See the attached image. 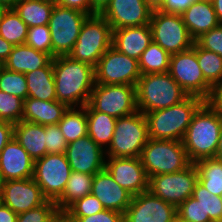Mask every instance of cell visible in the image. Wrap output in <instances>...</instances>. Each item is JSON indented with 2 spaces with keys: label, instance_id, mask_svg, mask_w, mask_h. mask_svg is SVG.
Returning <instances> with one entry per match:
<instances>
[{
  "label": "cell",
  "instance_id": "6da1fadb",
  "mask_svg": "<svg viewBox=\"0 0 222 222\" xmlns=\"http://www.w3.org/2000/svg\"><path fill=\"white\" fill-rule=\"evenodd\" d=\"M57 101L68 107L88 104L95 85V67L70 56H58L52 60Z\"/></svg>",
  "mask_w": 222,
  "mask_h": 222
},
{
  "label": "cell",
  "instance_id": "7a4b0ae2",
  "mask_svg": "<svg viewBox=\"0 0 222 222\" xmlns=\"http://www.w3.org/2000/svg\"><path fill=\"white\" fill-rule=\"evenodd\" d=\"M221 128L222 111L210 101H205L194 113L182 140L192 163L215 158Z\"/></svg>",
  "mask_w": 222,
  "mask_h": 222
},
{
  "label": "cell",
  "instance_id": "3957f363",
  "mask_svg": "<svg viewBox=\"0 0 222 222\" xmlns=\"http://www.w3.org/2000/svg\"><path fill=\"white\" fill-rule=\"evenodd\" d=\"M204 102L200 97L188 96L176 105L144 113L149 138L182 141L194 113Z\"/></svg>",
  "mask_w": 222,
  "mask_h": 222
},
{
  "label": "cell",
  "instance_id": "277c9868",
  "mask_svg": "<svg viewBox=\"0 0 222 222\" xmlns=\"http://www.w3.org/2000/svg\"><path fill=\"white\" fill-rule=\"evenodd\" d=\"M188 96L168 72L141 75L136 85V106L143 114L176 105Z\"/></svg>",
  "mask_w": 222,
  "mask_h": 222
},
{
  "label": "cell",
  "instance_id": "5b68a950",
  "mask_svg": "<svg viewBox=\"0 0 222 222\" xmlns=\"http://www.w3.org/2000/svg\"><path fill=\"white\" fill-rule=\"evenodd\" d=\"M111 46V26L101 14H94L83 22L78 39L68 56L96 67L99 59Z\"/></svg>",
  "mask_w": 222,
  "mask_h": 222
},
{
  "label": "cell",
  "instance_id": "8992f818",
  "mask_svg": "<svg viewBox=\"0 0 222 222\" xmlns=\"http://www.w3.org/2000/svg\"><path fill=\"white\" fill-rule=\"evenodd\" d=\"M149 140L148 124L141 111L116 119L110 146L105 151L106 158L140 157Z\"/></svg>",
  "mask_w": 222,
  "mask_h": 222
},
{
  "label": "cell",
  "instance_id": "52a82bcc",
  "mask_svg": "<svg viewBox=\"0 0 222 222\" xmlns=\"http://www.w3.org/2000/svg\"><path fill=\"white\" fill-rule=\"evenodd\" d=\"M140 159L148 178L181 171L192 163L182 141L177 140L149 138L142 149Z\"/></svg>",
  "mask_w": 222,
  "mask_h": 222
},
{
  "label": "cell",
  "instance_id": "ba28073f",
  "mask_svg": "<svg viewBox=\"0 0 222 222\" xmlns=\"http://www.w3.org/2000/svg\"><path fill=\"white\" fill-rule=\"evenodd\" d=\"M168 73L189 96L210 101L214 88L205 80L196 56V42L186 51L172 54Z\"/></svg>",
  "mask_w": 222,
  "mask_h": 222
},
{
  "label": "cell",
  "instance_id": "9c48e42d",
  "mask_svg": "<svg viewBox=\"0 0 222 222\" xmlns=\"http://www.w3.org/2000/svg\"><path fill=\"white\" fill-rule=\"evenodd\" d=\"M149 25L152 30L153 42L170 55L186 51L195 43L181 14L153 10Z\"/></svg>",
  "mask_w": 222,
  "mask_h": 222
},
{
  "label": "cell",
  "instance_id": "30bf717a",
  "mask_svg": "<svg viewBox=\"0 0 222 222\" xmlns=\"http://www.w3.org/2000/svg\"><path fill=\"white\" fill-rule=\"evenodd\" d=\"M89 15L55 4L49 19L52 57L68 56L78 39L81 26Z\"/></svg>",
  "mask_w": 222,
  "mask_h": 222
},
{
  "label": "cell",
  "instance_id": "8fae6325",
  "mask_svg": "<svg viewBox=\"0 0 222 222\" xmlns=\"http://www.w3.org/2000/svg\"><path fill=\"white\" fill-rule=\"evenodd\" d=\"M88 105L95 111L120 118L134 114L136 86L122 84H96L91 92Z\"/></svg>",
  "mask_w": 222,
  "mask_h": 222
},
{
  "label": "cell",
  "instance_id": "7c38bea8",
  "mask_svg": "<svg viewBox=\"0 0 222 222\" xmlns=\"http://www.w3.org/2000/svg\"><path fill=\"white\" fill-rule=\"evenodd\" d=\"M197 182L198 171L195 164L191 163L181 171L150 177L148 190L177 208L192 196Z\"/></svg>",
  "mask_w": 222,
  "mask_h": 222
},
{
  "label": "cell",
  "instance_id": "4fadbf2b",
  "mask_svg": "<svg viewBox=\"0 0 222 222\" xmlns=\"http://www.w3.org/2000/svg\"><path fill=\"white\" fill-rule=\"evenodd\" d=\"M71 167L63 154H46L34 161L33 180L40 186L48 200L56 201L66 187Z\"/></svg>",
  "mask_w": 222,
  "mask_h": 222
},
{
  "label": "cell",
  "instance_id": "5bb4252c",
  "mask_svg": "<svg viewBox=\"0 0 222 222\" xmlns=\"http://www.w3.org/2000/svg\"><path fill=\"white\" fill-rule=\"evenodd\" d=\"M141 77L138 60L110 47L95 67L96 84H122L136 86Z\"/></svg>",
  "mask_w": 222,
  "mask_h": 222
},
{
  "label": "cell",
  "instance_id": "9a60e30c",
  "mask_svg": "<svg viewBox=\"0 0 222 222\" xmlns=\"http://www.w3.org/2000/svg\"><path fill=\"white\" fill-rule=\"evenodd\" d=\"M177 208L149 190L132 197L124 213V222H174Z\"/></svg>",
  "mask_w": 222,
  "mask_h": 222
},
{
  "label": "cell",
  "instance_id": "2e32d148",
  "mask_svg": "<svg viewBox=\"0 0 222 222\" xmlns=\"http://www.w3.org/2000/svg\"><path fill=\"white\" fill-rule=\"evenodd\" d=\"M153 9L145 0H110L100 13L113 30L149 25Z\"/></svg>",
  "mask_w": 222,
  "mask_h": 222
},
{
  "label": "cell",
  "instance_id": "e0dca14e",
  "mask_svg": "<svg viewBox=\"0 0 222 222\" xmlns=\"http://www.w3.org/2000/svg\"><path fill=\"white\" fill-rule=\"evenodd\" d=\"M1 201L19 215L41 206L48 199L33 178H28L5 181Z\"/></svg>",
  "mask_w": 222,
  "mask_h": 222
},
{
  "label": "cell",
  "instance_id": "ac0fdd59",
  "mask_svg": "<svg viewBox=\"0 0 222 222\" xmlns=\"http://www.w3.org/2000/svg\"><path fill=\"white\" fill-rule=\"evenodd\" d=\"M105 168L114 181L133 196L149 189V178L140 157L108 158Z\"/></svg>",
  "mask_w": 222,
  "mask_h": 222
},
{
  "label": "cell",
  "instance_id": "d6986e66",
  "mask_svg": "<svg viewBox=\"0 0 222 222\" xmlns=\"http://www.w3.org/2000/svg\"><path fill=\"white\" fill-rule=\"evenodd\" d=\"M65 155L71 171L95 175L105 168V150L88 135L67 144Z\"/></svg>",
  "mask_w": 222,
  "mask_h": 222
},
{
  "label": "cell",
  "instance_id": "ffe728a7",
  "mask_svg": "<svg viewBox=\"0 0 222 222\" xmlns=\"http://www.w3.org/2000/svg\"><path fill=\"white\" fill-rule=\"evenodd\" d=\"M91 194L98 198L105 209L125 213L133 195L116 183L104 168L94 175Z\"/></svg>",
  "mask_w": 222,
  "mask_h": 222
},
{
  "label": "cell",
  "instance_id": "44dd1931",
  "mask_svg": "<svg viewBox=\"0 0 222 222\" xmlns=\"http://www.w3.org/2000/svg\"><path fill=\"white\" fill-rule=\"evenodd\" d=\"M0 172L4 181L33 178L34 160L15 138L0 153Z\"/></svg>",
  "mask_w": 222,
  "mask_h": 222
},
{
  "label": "cell",
  "instance_id": "7402d4cb",
  "mask_svg": "<svg viewBox=\"0 0 222 222\" xmlns=\"http://www.w3.org/2000/svg\"><path fill=\"white\" fill-rule=\"evenodd\" d=\"M152 41L150 25L124 27L112 31V47L136 60Z\"/></svg>",
  "mask_w": 222,
  "mask_h": 222
},
{
  "label": "cell",
  "instance_id": "603a6c76",
  "mask_svg": "<svg viewBox=\"0 0 222 222\" xmlns=\"http://www.w3.org/2000/svg\"><path fill=\"white\" fill-rule=\"evenodd\" d=\"M68 106L57 100L42 101L27 97L24 100L22 121L37 123L40 125H57L62 119Z\"/></svg>",
  "mask_w": 222,
  "mask_h": 222
},
{
  "label": "cell",
  "instance_id": "cb8c5ba5",
  "mask_svg": "<svg viewBox=\"0 0 222 222\" xmlns=\"http://www.w3.org/2000/svg\"><path fill=\"white\" fill-rule=\"evenodd\" d=\"M181 15L194 40L221 24L217 19L213 4L208 2H193Z\"/></svg>",
  "mask_w": 222,
  "mask_h": 222
},
{
  "label": "cell",
  "instance_id": "d4e9b609",
  "mask_svg": "<svg viewBox=\"0 0 222 222\" xmlns=\"http://www.w3.org/2000/svg\"><path fill=\"white\" fill-rule=\"evenodd\" d=\"M14 138L34 161L47 154L44 125L21 120L14 124Z\"/></svg>",
  "mask_w": 222,
  "mask_h": 222
},
{
  "label": "cell",
  "instance_id": "484cf974",
  "mask_svg": "<svg viewBox=\"0 0 222 222\" xmlns=\"http://www.w3.org/2000/svg\"><path fill=\"white\" fill-rule=\"evenodd\" d=\"M53 57L30 47L26 44L14 46L8 59L5 61L7 70L19 73H27L46 67Z\"/></svg>",
  "mask_w": 222,
  "mask_h": 222
},
{
  "label": "cell",
  "instance_id": "4316f807",
  "mask_svg": "<svg viewBox=\"0 0 222 222\" xmlns=\"http://www.w3.org/2000/svg\"><path fill=\"white\" fill-rule=\"evenodd\" d=\"M28 97L42 101L57 100L52 61L43 68L25 73Z\"/></svg>",
  "mask_w": 222,
  "mask_h": 222
},
{
  "label": "cell",
  "instance_id": "83f0119b",
  "mask_svg": "<svg viewBox=\"0 0 222 222\" xmlns=\"http://www.w3.org/2000/svg\"><path fill=\"white\" fill-rule=\"evenodd\" d=\"M86 116L88 136L106 151V147L108 149L110 146L114 134L116 118L95 111L88 104L86 105Z\"/></svg>",
  "mask_w": 222,
  "mask_h": 222
},
{
  "label": "cell",
  "instance_id": "f1b7e54d",
  "mask_svg": "<svg viewBox=\"0 0 222 222\" xmlns=\"http://www.w3.org/2000/svg\"><path fill=\"white\" fill-rule=\"evenodd\" d=\"M54 0H19L13 9L28 27L48 25Z\"/></svg>",
  "mask_w": 222,
  "mask_h": 222
},
{
  "label": "cell",
  "instance_id": "f546056e",
  "mask_svg": "<svg viewBox=\"0 0 222 222\" xmlns=\"http://www.w3.org/2000/svg\"><path fill=\"white\" fill-rule=\"evenodd\" d=\"M94 175L71 171L63 194L55 201L58 210H66L72 203L91 194Z\"/></svg>",
  "mask_w": 222,
  "mask_h": 222
},
{
  "label": "cell",
  "instance_id": "4dcf8cb0",
  "mask_svg": "<svg viewBox=\"0 0 222 222\" xmlns=\"http://www.w3.org/2000/svg\"><path fill=\"white\" fill-rule=\"evenodd\" d=\"M78 108L68 107L57 124L67 144L88 135L86 106Z\"/></svg>",
  "mask_w": 222,
  "mask_h": 222
},
{
  "label": "cell",
  "instance_id": "1f68e13d",
  "mask_svg": "<svg viewBox=\"0 0 222 222\" xmlns=\"http://www.w3.org/2000/svg\"><path fill=\"white\" fill-rule=\"evenodd\" d=\"M194 164L198 171V182L209 192L222 197V160L204 158Z\"/></svg>",
  "mask_w": 222,
  "mask_h": 222
},
{
  "label": "cell",
  "instance_id": "d6a6232c",
  "mask_svg": "<svg viewBox=\"0 0 222 222\" xmlns=\"http://www.w3.org/2000/svg\"><path fill=\"white\" fill-rule=\"evenodd\" d=\"M170 56L167 51L152 41L138 59L141 75L168 72Z\"/></svg>",
  "mask_w": 222,
  "mask_h": 222
},
{
  "label": "cell",
  "instance_id": "836d02e7",
  "mask_svg": "<svg viewBox=\"0 0 222 222\" xmlns=\"http://www.w3.org/2000/svg\"><path fill=\"white\" fill-rule=\"evenodd\" d=\"M28 29L14 9H7L0 19V36L14 46L25 44Z\"/></svg>",
  "mask_w": 222,
  "mask_h": 222
},
{
  "label": "cell",
  "instance_id": "e575fe53",
  "mask_svg": "<svg viewBox=\"0 0 222 222\" xmlns=\"http://www.w3.org/2000/svg\"><path fill=\"white\" fill-rule=\"evenodd\" d=\"M196 56L205 80L215 88L222 80V57L196 43Z\"/></svg>",
  "mask_w": 222,
  "mask_h": 222
},
{
  "label": "cell",
  "instance_id": "d590c367",
  "mask_svg": "<svg viewBox=\"0 0 222 222\" xmlns=\"http://www.w3.org/2000/svg\"><path fill=\"white\" fill-rule=\"evenodd\" d=\"M192 197L200 202L204 209V218L213 222H222V197L209 192L202 184L196 183Z\"/></svg>",
  "mask_w": 222,
  "mask_h": 222
},
{
  "label": "cell",
  "instance_id": "8d00e7d4",
  "mask_svg": "<svg viewBox=\"0 0 222 222\" xmlns=\"http://www.w3.org/2000/svg\"><path fill=\"white\" fill-rule=\"evenodd\" d=\"M0 90L25 100L28 97L25 74L5 68L0 75Z\"/></svg>",
  "mask_w": 222,
  "mask_h": 222
},
{
  "label": "cell",
  "instance_id": "74e56055",
  "mask_svg": "<svg viewBox=\"0 0 222 222\" xmlns=\"http://www.w3.org/2000/svg\"><path fill=\"white\" fill-rule=\"evenodd\" d=\"M24 100L0 90V121L16 124L22 120Z\"/></svg>",
  "mask_w": 222,
  "mask_h": 222
},
{
  "label": "cell",
  "instance_id": "f35d334b",
  "mask_svg": "<svg viewBox=\"0 0 222 222\" xmlns=\"http://www.w3.org/2000/svg\"><path fill=\"white\" fill-rule=\"evenodd\" d=\"M25 44L37 51L52 56V41L49 25L29 27Z\"/></svg>",
  "mask_w": 222,
  "mask_h": 222
},
{
  "label": "cell",
  "instance_id": "ab89813d",
  "mask_svg": "<svg viewBox=\"0 0 222 222\" xmlns=\"http://www.w3.org/2000/svg\"><path fill=\"white\" fill-rule=\"evenodd\" d=\"M177 218L182 222H213L210 218H204V209L192 196L177 207Z\"/></svg>",
  "mask_w": 222,
  "mask_h": 222
},
{
  "label": "cell",
  "instance_id": "60d3db41",
  "mask_svg": "<svg viewBox=\"0 0 222 222\" xmlns=\"http://www.w3.org/2000/svg\"><path fill=\"white\" fill-rule=\"evenodd\" d=\"M104 209L98 198L89 194L72 203L66 211L72 217H85L101 212Z\"/></svg>",
  "mask_w": 222,
  "mask_h": 222
},
{
  "label": "cell",
  "instance_id": "b9f144b4",
  "mask_svg": "<svg viewBox=\"0 0 222 222\" xmlns=\"http://www.w3.org/2000/svg\"><path fill=\"white\" fill-rule=\"evenodd\" d=\"M57 211L56 203L48 200L37 208L19 214L16 222H51L52 217Z\"/></svg>",
  "mask_w": 222,
  "mask_h": 222
},
{
  "label": "cell",
  "instance_id": "7bdbcfd3",
  "mask_svg": "<svg viewBox=\"0 0 222 222\" xmlns=\"http://www.w3.org/2000/svg\"><path fill=\"white\" fill-rule=\"evenodd\" d=\"M45 134L47 154L65 153L67 142L58 125H46Z\"/></svg>",
  "mask_w": 222,
  "mask_h": 222
},
{
  "label": "cell",
  "instance_id": "ee69618b",
  "mask_svg": "<svg viewBox=\"0 0 222 222\" xmlns=\"http://www.w3.org/2000/svg\"><path fill=\"white\" fill-rule=\"evenodd\" d=\"M195 42L206 50L222 57V24L202 34Z\"/></svg>",
  "mask_w": 222,
  "mask_h": 222
},
{
  "label": "cell",
  "instance_id": "f6af8a7d",
  "mask_svg": "<svg viewBox=\"0 0 222 222\" xmlns=\"http://www.w3.org/2000/svg\"><path fill=\"white\" fill-rule=\"evenodd\" d=\"M77 222H124V214L104 209L96 214L85 217H74Z\"/></svg>",
  "mask_w": 222,
  "mask_h": 222
},
{
  "label": "cell",
  "instance_id": "bcb514c9",
  "mask_svg": "<svg viewBox=\"0 0 222 222\" xmlns=\"http://www.w3.org/2000/svg\"><path fill=\"white\" fill-rule=\"evenodd\" d=\"M197 0H165L159 9L164 13L182 14L193 2Z\"/></svg>",
  "mask_w": 222,
  "mask_h": 222
},
{
  "label": "cell",
  "instance_id": "7dc6e473",
  "mask_svg": "<svg viewBox=\"0 0 222 222\" xmlns=\"http://www.w3.org/2000/svg\"><path fill=\"white\" fill-rule=\"evenodd\" d=\"M55 4L71 9H76L91 15V5L89 0H54Z\"/></svg>",
  "mask_w": 222,
  "mask_h": 222
},
{
  "label": "cell",
  "instance_id": "c3c4849f",
  "mask_svg": "<svg viewBox=\"0 0 222 222\" xmlns=\"http://www.w3.org/2000/svg\"><path fill=\"white\" fill-rule=\"evenodd\" d=\"M12 138H14V124L0 121V153Z\"/></svg>",
  "mask_w": 222,
  "mask_h": 222
},
{
  "label": "cell",
  "instance_id": "681fc988",
  "mask_svg": "<svg viewBox=\"0 0 222 222\" xmlns=\"http://www.w3.org/2000/svg\"><path fill=\"white\" fill-rule=\"evenodd\" d=\"M17 216L8 206L0 204V222H16Z\"/></svg>",
  "mask_w": 222,
  "mask_h": 222
},
{
  "label": "cell",
  "instance_id": "f907efd6",
  "mask_svg": "<svg viewBox=\"0 0 222 222\" xmlns=\"http://www.w3.org/2000/svg\"><path fill=\"white\" fill-rule=\"evenodd\" d=\"M210 102L222 111V80L221 82L214 88V92Z\"/></svg>",
  "mask_w": 222,
  "mask_h": 222
},
{
  "label": "cell",
  "instance_id": "816d5d0a",
  "mask_svg": "<svg viewBox=\"0 0 222 222\" xmlns=\"http://www.w3.org/2000/svg\"><path fill=\"white\" fill-rule=\"evenodd\" d=\"M14 45L7 42L4 38L0 36V59L4 62L8 59Z\"/></svg>",
  "mask_w": 222,
  "mask_h": 222
},
{
  "label": "cell",
  "instance_id": "f5cc1de1",
  "mask_svg": "<svg viewBox=\"0 0 222 222\" xmlns=\"http://www.w3.org/2000/svg\"><path fill=\"white\" fill-rule=\"evenodd\" d=\"M51 222H77L66 210H58L52 217Z\"/></svg>",
  "mask_w": 222,
  "mask_h": 222
},
{
  "label": "cell",
  "instance_id": "db71d44e",
  "mask_svg": "<svg viewBox=\"0 0 222 222\" xmlns=\"http://www.w3.org/2000/svg\"><path fill=\"white\" fill-rule=\"evenodd\" d=\"M91 5V15L100 14L109 4L110 0H89Z\"/></svg>",
  "mask_w": 222,
  "mask_h": 222
},
{
  "label": "cell",
  "instance_id": "11a10c76",
  "mask_svg": "<svg viewBox=\"0 0 222 222\" xmlns=\"http://www.w3.org/2000/svg\"><path fill=\"white\" fill-rule=\"evenodd\" d=\"M214 11L216 13L218 21L222 24V0L213 1Z\"/></svg>",
  "mask_w": 222,
  "mask_h": 222
},
{
  "label": "cell",
  "instance_id": "9f6ffc18",
  "mask_svg": "<svg viewBox=\"0 0 222 222\" xmlns=\"http://www.w3.org/2000/svg\"><path fill=\"white\" fill-rule=\"evenodd\" d=\"M145 1L153 10H159L165 2V0H145Z\"/></svg>",
  "mask_w": 222,
  "mask_h": 222
},
{
  "label": "cell",
  "instance_id": "6f0895ef",
  "mask_svg": "<svg viewBox=\"0 0 222 222\" xmlns=\"http://www.w3.org/2000/svg\"><path fill=\"white\" fill-rule=\"evenodd\" d=\"M215 158L222 160V128H221V131H220V138H219V142H218V147H217V152H216Z\"/></svg>",
  "mask_w": 222,
  "mask_h": 222
},
{
  "label": "cell",
  "instance_id": "680465c9",
  "mask_svg": "<svg viewBox=\"0 0 222 222\" xmlns=\"http://www.w3.org/2000/svg\"><path fill=\"white\" fill-rule=\"evenodd\" d=\"M18 1L19 0H0V4L7 9H13V7Z\"/></svg>",
  "mask_w": 222,
  "mask_h": 222
},
{
  "label": "cell",
  "instance_id": "91938a15",
  "mask_svg": "<svg viewBox=\"0 0 222 222\" xmlns=\"http://www.w3.org/2000/svg\"><path fill=\"white\" fill-rule=\"evenodd\" d=\"M4 179L1 175V172H0V197L2 196V190H3V186H4Z\"/></svg>",
  "mask_w": 222,
  "mask_h": 222
},
{
  "label": "cell",
  "instance_id": "94428289",
  "mask_svg": "<svg viewBox=\"0 0 222 222\" xmlns=\"http://www.w3.org/2000/svg\"><path fill=\"white\" fill-rule=\"evenodd\" d=\"M4 69H5V62L2 59H0V75Z\"/></svg>",
  "mask_w": 222,
  "mask_h": 222
},
{
  "label": "cell",
  "instance_id": "6125c7cd",
  "mask_svg": "<svg viewBox=\"0 0 222 222\" xmlns=\"http://www.w3.org/2000/svg\"><path fill=\"white\" fill-rule=\"evenodd\" d=\"M6 10H7V8H5L3 5L0 4V19Z\"/></svg>",
  "mask_w": 222,
  "mask_h": 222
},
{
  "label": "cell",
  "instance_id": "be15d7a7",
  "mask_svg": "<svg viewBox=\"0 0 222 222\" xmlns=\"http://www.w3.org/2000/svg\"><path fill=\"white\" fill-rule=\"evenodd\" d=\"M197 1H200V2H208V3H213L214 0H197Z\"/></svg>",
  "mask_w": 222,
  "mask_h": 222
},
{
  "label": "cell",
  "instance_id": "e7e4bbea",
  "mask_svg": "<svg viewBox=\"0 0 222 222\" xmlns=\"http://www.w3.org/2000/svg\"><path fill=\"white\" fill-rule=\"evenodd\" d=\"M174 222H182V221H180V220L177 218Z\"/></svg>",
  "mask_w": 222,
  "mask_h": 222
}]
</instances>
